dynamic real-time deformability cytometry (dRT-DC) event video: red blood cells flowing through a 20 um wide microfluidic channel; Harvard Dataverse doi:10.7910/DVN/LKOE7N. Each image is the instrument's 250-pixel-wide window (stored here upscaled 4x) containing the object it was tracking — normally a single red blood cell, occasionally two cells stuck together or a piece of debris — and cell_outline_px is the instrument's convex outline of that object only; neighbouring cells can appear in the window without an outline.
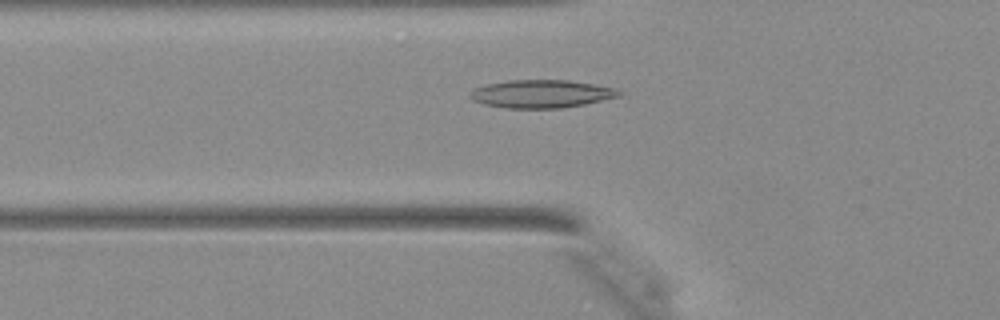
{"species": "Egyptian fruit bat (a non-hibernating species)", "species_latin": "Rousettus aegyptiacus", "temperature_condition": "warm", "stored_images_in_passage": 35, "camera_frame_rate_fps": 3000, "um_per_image_px": 0.085, "animal": {"sex": "female"}, "frame": {"image": 1, "passage_image": 7, "time_ms": 2.0, "image_size_px": [1000, 320], "cell_outline_px": [[624, 92], [620, 96], [584, 104], [560, 108], [508, 108], [484, 104], [468, 96], [468, 92], [476, 88], [488, 84], [508, 80], [568, 80], [616, 88]], "centroid_in_image_um": [46.04, 7.97], "position_along_channel_um": 79.8, "area_um2": 24.1}}
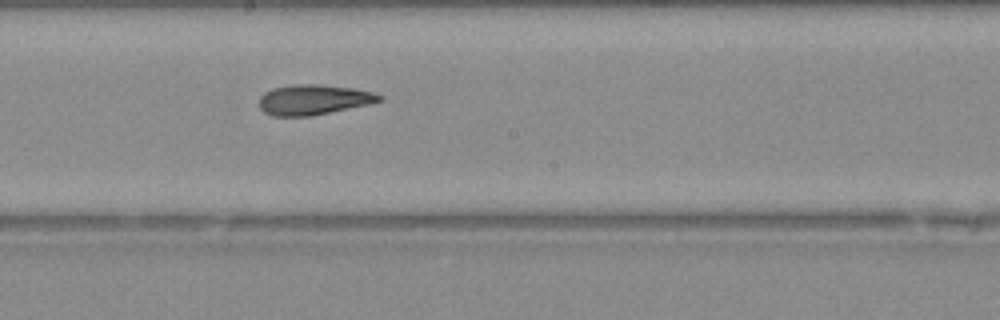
{"frame": {"image": 2, "passage_image": 16, "time_ms": 5.0, "image_size_px": [1000, 320], "cell_outline_px": [[384, 100], [368, 104], [312, 116], [272, 116], [264, 112], [260, 108], [260, 96], [264, 92], [272, 88], [296, 84], [316, 84], [352, 88], [372, 92], [384, 96]], "centroid_in_image_um": [26.64, 8.47], "position_along_channel_um": 221.6, "area_um2": 21.1}}
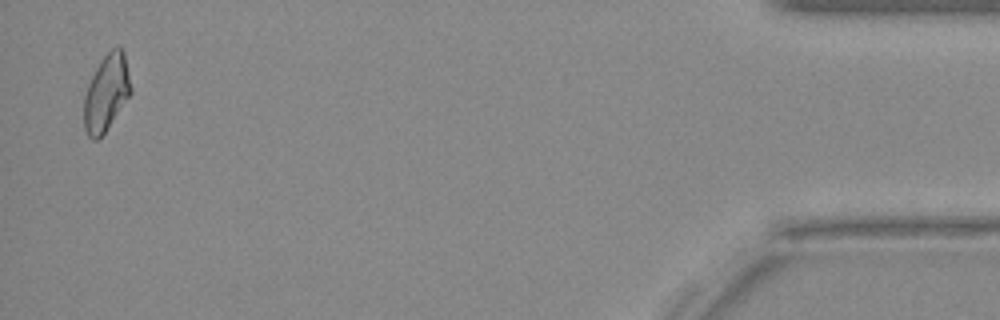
{"frame": {"image": 3, "passage_image": 34, "time_ms": 11.0, "image_size_px": [1000, 320], "cell_outline_px": [[132, 92], [104, 132], [96, 140], [92, 140], [88, 136], [84, 128], [84, 96], [88, 84], [100, 60], [112, 48], [120, 44], [124, 48], [132, 88]], "centroid_in_image_um": [9.06, 7.83], "position_along_channel_um": 426.1, "area_um2": 20.92}}